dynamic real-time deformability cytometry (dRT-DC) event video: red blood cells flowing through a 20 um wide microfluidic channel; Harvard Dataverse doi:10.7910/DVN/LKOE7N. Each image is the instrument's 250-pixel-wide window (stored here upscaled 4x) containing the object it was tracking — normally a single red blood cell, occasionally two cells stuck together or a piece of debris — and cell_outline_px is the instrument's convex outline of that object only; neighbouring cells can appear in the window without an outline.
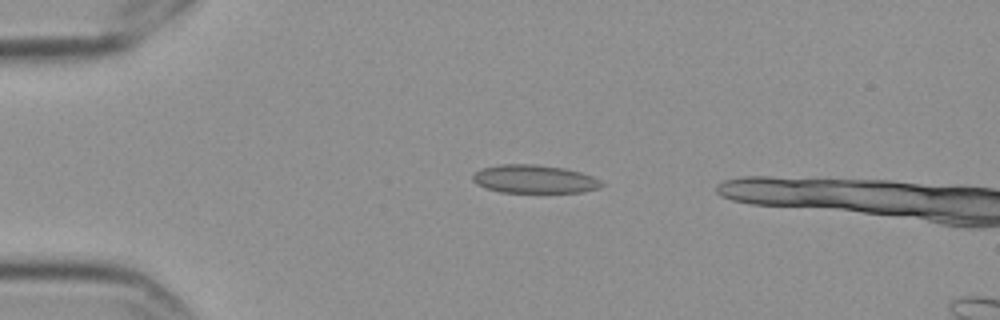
{"species": "Egyptian fruit bat (a non-hibernating species)", "species_latin": "Rousettus aegyptiacus", "temperature_condition": "cold", "stored_images_in_passage": 6, "camera_frame_rate_fps": 3000, "um_per_image_px": 0.085, "frame": {"image": 1, "passage_image": 4, "time_ms": 1.0, "image_size_px": [1000, 320], "cell_outline_px": [[604, 184], [600, 188], [584, 192], [500, 192], [484, 188], [476, 184], [472, 180], [472, 176], [476, 172], [484, 168], [500, 164], [536, 164], [564, 168], [580, 172], [592, 176], [600, 180]], "centroid_in_image_um": [45.42, 15.23], "position_along_channel_um": 39.6, "area_um2": 21.27}}